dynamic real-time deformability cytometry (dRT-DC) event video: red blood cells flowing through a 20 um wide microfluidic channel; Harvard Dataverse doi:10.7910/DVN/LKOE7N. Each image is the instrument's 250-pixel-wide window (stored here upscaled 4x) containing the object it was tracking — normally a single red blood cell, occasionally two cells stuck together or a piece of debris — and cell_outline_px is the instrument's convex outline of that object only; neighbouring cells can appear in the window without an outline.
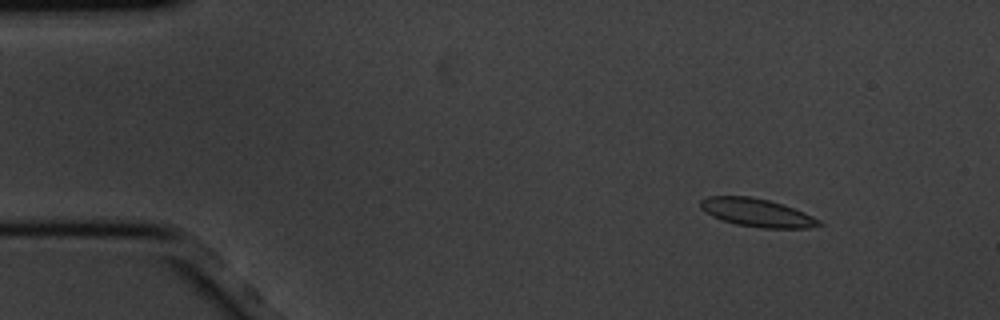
{"species": "common noctule bat (a hibernating species)", "species_latin": "Nyctalus noctula", "temperature_condition": "cold", "stored_images_in_passage": 4, "camera_frame_rate_fps": 3000, "um_per_image_px": 0.085, "animal": {"sex": "male", "body_mass_g": 20.1, "forearm_length_mm": 53.5}, "frame": {"image": 1, "passage_image": 2, "time_ms": 0.333, "image_size_px": [1000, 320], "cell_outline_px": [[824, 224], [808, 228], [764, 228], [736, 224], [712, 216], [704, 212], [700, 208], [700, 200], [708, 196], [752, 196], [768, 200], [804, 212], [820, 220]], "centroid_in_image_um": [64.32, 18.07], "position_along_channel_um": 20.7, "area_um2": 19.31}}
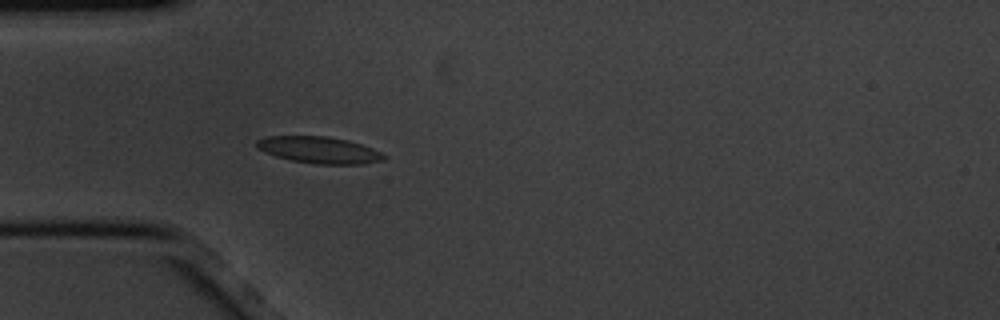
{"frame": {"image": 2, "passage_image": 4, "time_ms": 1.0, "image_size_px": [1000, 320], "cell_outline_px": [[388, 156], [384, 160], [364, 164], [316, 164], [288, 160], [264, 152], [256, 148], [256, 140], [268, 136], [328, 136], [348, 140], [372, 148]], "centroid_in_image_um": [27.12, 12.75], "position_along_channel_um": 57.9, "area_um2": 19.94}}